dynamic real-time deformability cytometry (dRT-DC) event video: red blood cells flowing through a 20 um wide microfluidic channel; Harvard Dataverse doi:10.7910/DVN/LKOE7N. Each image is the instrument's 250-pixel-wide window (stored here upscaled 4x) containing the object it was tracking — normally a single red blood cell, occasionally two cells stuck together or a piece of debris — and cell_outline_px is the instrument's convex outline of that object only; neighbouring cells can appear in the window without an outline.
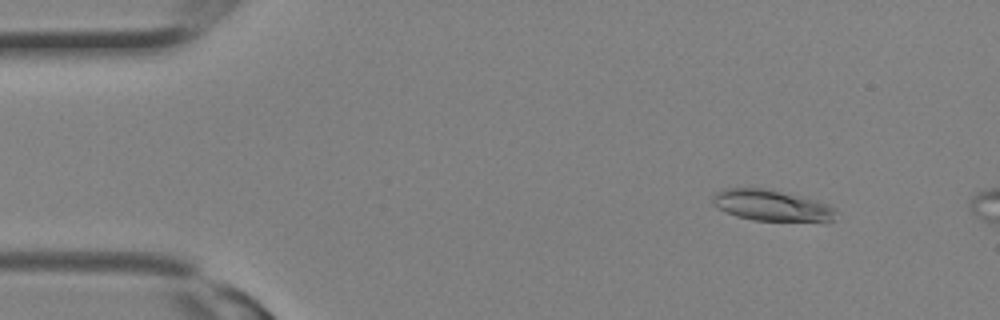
{"species": "Egyptian fruit bat (a non-hibernating species)", "species_latin": "Rousettus aegyptiacus", "temperature_condition": "room temperature", "stored_images_in_passage": 7, "camera_frame_rate_fps": 3000, "um_per_image_px": 0.085, "animal": {"sex": "female"}, "frame": {"image": 1, "passage_image": 3, "time_ms": 0.667, "image_size_px": [1000, 320], "cell_outline_px": [[836, 208], [832, 220], [824, 224], [752, 220], [736, 216], [716, 208], [712, 204], [712, 196], [716, 192], [724, 188], [764, 188], [800, 196], [828, 204]], "centroid_in_image_um": [65.62, 17.51], "position_along_channel_um": 19.4, "area_um2": 23.06}}